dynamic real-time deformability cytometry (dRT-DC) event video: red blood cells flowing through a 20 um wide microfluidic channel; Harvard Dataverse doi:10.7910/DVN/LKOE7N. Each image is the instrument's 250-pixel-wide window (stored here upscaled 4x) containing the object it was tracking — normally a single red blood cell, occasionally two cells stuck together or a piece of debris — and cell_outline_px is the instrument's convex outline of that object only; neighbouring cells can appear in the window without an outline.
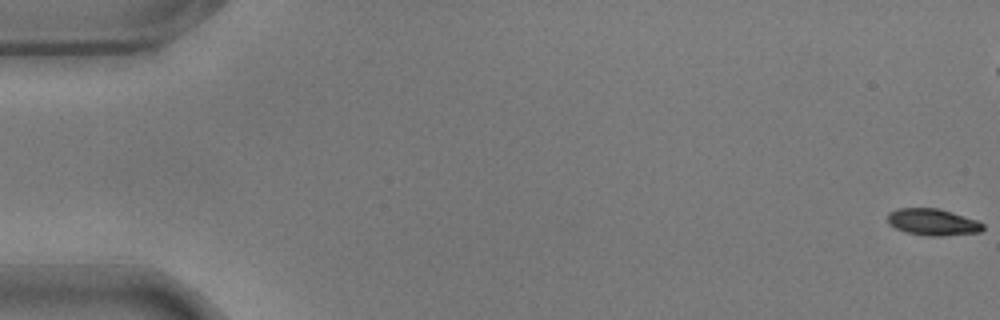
{"species": "common noctule bat (a hibernating species)", "species_latin": "Nyctalus noctula", "temperature_condition": "warm", "stored_images_in_passage": 19, "camera_frame_rate_fps": 3000, "um_per_image_px": 0.085, "animal": {"sex": "male", "body_mass_g": 17.9}, "frame": {"image": 1, "passage_image": 1, "time_ms": 0.0, "image_size_px": [1000, 320], "cell_outline_px": [[984, 228], [980, 232], [944, 236], [928, 236], [908, 232], [896, 228], [888, 224], [888, 212], [896, 208], [940, 208], [976, 220], [984, 224]], "centroid_in_image_um": [79.28, 18.87], "position_along_channel_um": 5.7, "area_um2": 14.85}}